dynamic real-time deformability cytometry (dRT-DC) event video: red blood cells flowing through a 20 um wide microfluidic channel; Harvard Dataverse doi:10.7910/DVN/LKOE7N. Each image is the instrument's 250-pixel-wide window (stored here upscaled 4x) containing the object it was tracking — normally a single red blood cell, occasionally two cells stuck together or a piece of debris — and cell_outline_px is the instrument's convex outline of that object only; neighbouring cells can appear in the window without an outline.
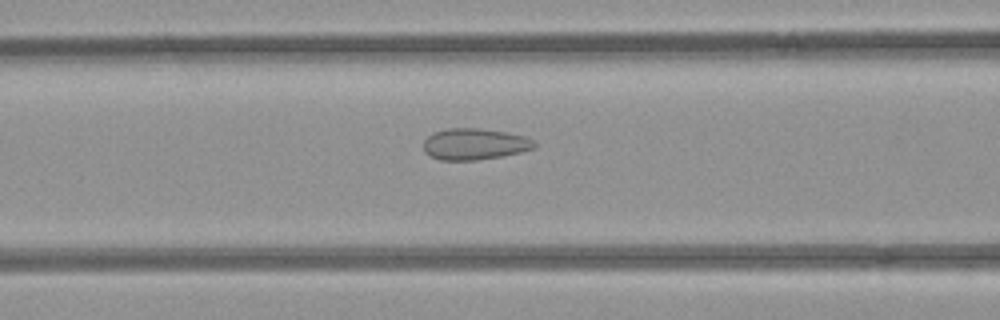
{"species": "common noctule bat (a hibernating species)", "species_latin": "Nyctalus noctula", "temperature_condition": "room temperature", "stored_images_in_passage": 13, "camera_frame_rate_fps": 3000, "um_per_image_px": 0.085, "animal": {"sex": "female", "body_mass_g": 21.9}, "frame": {"image": 1, "passage_image": 10, "time_ms": 3.0, "image_size_px": [1000, 320], "cell_outline_px": [[536, 148], [520, 152], [500, 156], [476, 160], [440, 160], [424, 152], [424, 140], [432, 132], [448, 128], [480, 128], [504, 132], [524, 136], [532, 140], [536, 144]], "centroid_in_image_um": [40.31, 12.24], "position_along_channel_um": 126.3, "area_um2": 20.17}}
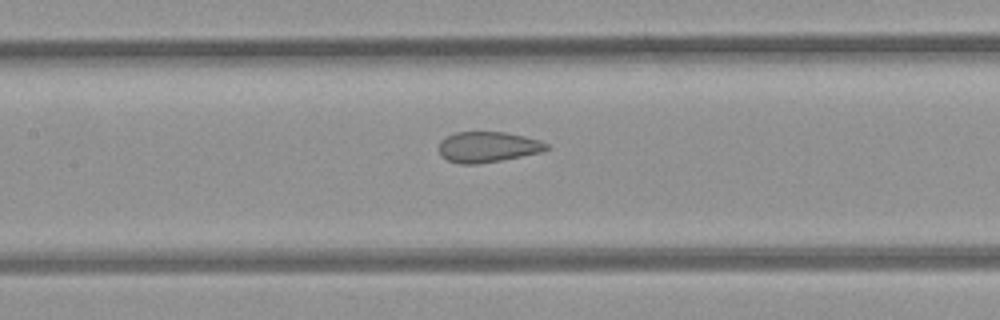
{"frame": {"image": 2, "passage_image": 13, "time_ms": 4.0, "image_size_px": [1000, 320], "cell_outline_px": [[548, 148], [540, 152], [500, 160], [476, 164], [460, 164], [448, 160], [440, 156], [436, 148], [440, 140], [456, 132], [504, 132], [524, 136], [540, 140], [548, 144]], "centroid_in_image_um": [41.39, 12.49], "position_along_channel_um": 166.0, "area_um2": 19.19}}